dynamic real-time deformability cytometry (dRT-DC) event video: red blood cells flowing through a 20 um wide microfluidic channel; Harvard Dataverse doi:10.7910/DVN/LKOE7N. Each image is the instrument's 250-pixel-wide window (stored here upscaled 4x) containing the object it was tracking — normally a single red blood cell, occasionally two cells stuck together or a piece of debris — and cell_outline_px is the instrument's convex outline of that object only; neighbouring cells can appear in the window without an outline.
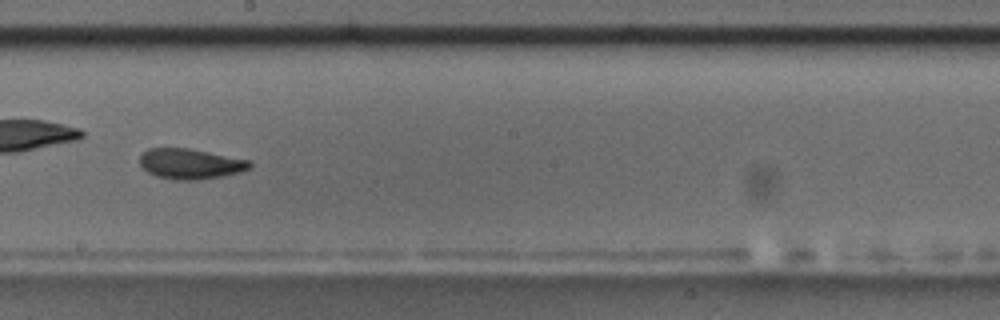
{"species": "common noctule bat (a hibernating species)", "species_latin": "Nyctalus noctula", "temperature_condition": "room temperature", "stored_images_in_passage": 17, "camera_frame_rate_fps": 3000, "um_per_image_px": 0.085, "animal": {"sex": "male", "body_mass_g": 17.5, "forearm_length_mm": 52.3}, "frame": {"image": 1, "passage_image": 17, "time_ms": 5.333, "image_size_px": [1000, 320], "cell_outline_px": [[252, 164], [248, 168], [240, 172], [224, 176], [200, 180], [172, 180], [156, 176], [148, 172], [140, 164], [140, 156], [148, 148], [188, 148], [252, 160]], "centroid_in_image_um": [16.2, 13.93], "position_along_channel_um": 232.0, "area_um2": 19.59}}